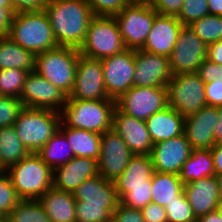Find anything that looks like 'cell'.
Here are the masks:
<instances>
[{
    "mask_svg": "<svg viewBox=\"0 0 222 222\" xmlns=\"http://www.w3.org/2000/svg\"><path fill=\"white\" fill-rule=\"evenodd\" d=\"M44 11L58 46L79 49L94 16L87 0H48Z\"/></svg>",
    "mask_w": 222,
    "mask_h": 222,
    "instance_id": "obj_1",
    "label": "cell"
},
{
    "mask_svg": "<svg viewBox=\"0 0 222 222\" xmlns=\"http://www.w3.org/2000/svg\"><path fill=\"white\" fill-rule=\"evenodd\" d=\"M116 107L113 99L76 100L67 98L60 111L61 122L70 128L83 129L98 134L112 129Z\"/></svg>",
    "mask_w": 222,
    "mask_h": 222,
    "instance_id": "obj_2",
    "label": "cell"
},
{
    "mask_svg": "<svg viewBox=\"0 0 222 222\" xmlns=\"http://www.w3.org/2000/svg\"><path fill=\"white\" fill-rule=\"evenodd\" d=\"M6 171L21 200H38L52 187L53 170L36 153H29Z\"/></svg>",
    "mask_w": 222,
    "mask_h": 222,
    "instance_id": "obj_3",
    "label": "cell"
},
{
    "mask_svg": "<svg viewBox=\"0 0 222 222\" xmlns=\"http://www.w3.org/2000/svg\"><path fill=\"white\" fill-rule=\"evenodd\" d=\"M8 37L35 55L58 47L44 10L15 13Z\"/></svg>",
    "mask_w": 222,
    "mask_h": 222,
    "instance_id": "obj_4",
    "label": "cell"
},
{
    "mask_svg": "<svg viewBox=\"0 0 222 222\" xmlns=\"http://www.w3.org/2000/svg\"><path fill=\"white\" fill-rule=\"evenodd\" d=\"M79 50L58 46L35 55L34 71L50 81L67 96L74 86Z\"/></svg>",
    "mask_w": 222,
    "mask_h": 222,
    "instance_id": "obj_5",
    "label": "cell"
},
{
    "mask_svg": "<svg viewBox=\"0 0 222 222\" xmlns=\"http://www.w3.org/2000/svg\"><path fill=\"white\" fill-rule=\"evenodd\" d=\"M60 123V112L24 107L14 127L29 153H36L58 131Z\"/></svg>",
    "mask_w": 222,
    "mask_h": 222,
    "instance_id": "obj_6",
    "label": "cell"
},
{
    "mask_svg": "<svg viewBox=\"0 0 222 222\" xmlns=\"http://www.w3.org/2000/svg\"><path fill=\"white\" fill-rule=\"evenodd\" d=\"M125 49L114 16L94 15L90 20L85 40L78 50L82 56L102 60Z\"/></svg>",
    "mask_w": 222,
    "mask_h": 222,
    "instance_id": "obj_7",
    "label": "cell"
},
{
    "mask_svg": "<svg viewBox=\"0 0 222 222\" xmlns=\"http://www.w3.org/2000/svg\"><path fill=\"white\" fill-rule=\"evenodd\" d=\"M156 14L147 0L131 1L114 15L126 49L138 50L144 46Z\"/></svg>",
    "mask_w": 222,
    "mask_h": 222,
    "instance_id": "obj_8",
    "label": "cell"
},
{
    "mask_svg": "<svg viewBox=\"0 0 222 222\" xmlns=\"http://www.w3.org/2000/svg\"><path fill=\"white\" fill-rule=\"evenodd\" d=\"M168 106L187 117L207 106L205 83L197 73L173 75L167 84Z\"/></svg>",
    "mask_w": 222,
    "mask_h": 222,
    "instance_id": "obj_9",
    "label": "cell"
},
{
    "mask_svg": "<svg viewBox=\"0 0 222 222\" xmlns=\"http://www.w3.org/2000/svg\"><path fill=\"white\" fill-rule=\"evenodd\" d=\"M167 106V87L132 86L116 100V107L121 112L143 121Z\"/></svg>",
    "mask_w": 222,
    "mask_h": 222,
    "instance_id": "obj_10",
    "label": "cell"
},
{
    "mask_svg": "<svg viewBox=\"0 0 222 222\" xmlns=\"http://www.w3.org/2000/svg\"><path fill=\"white\" fill-rule=\"evenodd\" d=\"M173 75L196 73L207 58V45L199 39L189 25H183L168 57Z\"/></svg>",
    "mask_w": 222,
    "mask_h": 222,
    "instance_id": "obj_11",
    "label": "cell"
},
{
    "mask_svg": "<svg viewBox=\"0 0 222 222\" xmlns=\"http://www.w3.org/2000/svg\"><path fill=\"white\" fill-rule=\"evenodd\" d=\"M104 84L110 99L118 100L133 86L135 73V50L123 52L101 60Z\"/></svg>",
    "mask_w": 222,
    "mask_h": 222,
    "instance_id": "obj_12",
    "label": "cell"
},
{
    "mask_svg": "<svg viewBox=\"0 0 222 222\" xmlns=\"http://www.w3.org/2000/svg\"><path fill=\"white\" fill-rule=\"evenodd\" d=\"M67 97L58 87L33 71L27 74L19 99L24 107L60 112Z\"/></svg>",
    "mask_w": 222,
    "mask_h": 222,
    "instance_id": "obj_13",
    "label": "cell"
},
{
    "mask_svg": "<svg viewBox=\"0 0 222 222\" xmlns=\"http://www.w3.org/2000/svg\"><path fill=\"white\" fill-rule=\"evenodd\" d=\"M67 98L76 100L110 99L105 90L101 60L79 55L74 86Z\"/></svg>",
    "mask_w": 222,
    "mask_h": 222,
    "instance_id": "obj_14",
    "label": "cell"
},
{
    "mask_svg": "<svg viewBox=\"0 0 222 222\" xmlns=\"http://www.w3.org/2000/svg\"><path fill=\"white\" fill-rule=\"evenodd\" d=\"M133 155L123 138L113 129L104 132L97 160L98 174L114 181L124 172Z\"/></svg>",
    "mask_w": 222,
    "mask_h": 222,
    "instance_id": "obj_15",
    "label": "cell"
},
{
    "mask_svg": "<svg viewBox=\"0 0 222 222\" xmlns=\"http://www.w3.org/2000/svg\"><path fill=\"white\" fill-rule=\"evenodd\" d=\"M173 77L169 58L141 49L135 50V73L133 86L167 87Z\"/></svg>",
    "mask_w": 222,
    "mask_h": 222,
    "instance_id": "obj_16",
    "label": "cell"
},
{
    "mask_svg": "<svg viewBox=\"0 0 222 222\" xmlns=\"http://www.w3.org/2000/svg\"><path fill=\"white\" fill-rule=\"evenodd\" d=\"M192 147L182 134L153 144L150 153L155 172L179 175L183 163L190 157Z\"/></svg>",
    "mask_w": 222,
    "mask_h": 222,
    "instance_id": "obj_17",
    "label": "cell"
},
{
    "mask_svg": "<svg viewBox=\"0 0 222 222\" xmlns=\"http://www.w3.org/2000/svg\"><path fill=\"white\" fill-rule=\"evenodd\" d=\"M75 206L105 207L113 213L120 203L114 181L100 174L85 180L73 192Z\"/></svg>",
    "mask_w": 222,
    "mask_h": 222,
    "instance_id": "obj_18",
    "label": "cell"
},
{
    "mask_svg": "<svg viewBox=\"0 0 222 222\" xmlns=\"http://www.w3.org/2000/svg\"><path fill=\"white\" fill-rule=\"evenodd\" d=\"M112 129L123 138L134 155H150L153 142L145 121L129 116L115 107Z\"/></svg>",
    "mask_w": 222,
    "mask_h": 222,
    "instance_id": "obj_19",
    "label": "cell"
},
{
    "mask_svg": "<svg viewBox=\"0 0 222 222\" xmlns=\"http://www.w3.org/2000/svg\"><path fill=\"white\" fill-rule=\"evenodd\" d=\"M218 121V108L205 106L185 117L184 132L192 149H211L215 145L214 126Z\"/></svg>",
    "mask_w": 222,
    "mask_h": 222,
    "instance_id": "obj_20",
    "label": "cell"
},
{
    "mask_svg": "<svg viewBox=\"0 0 222 222\" xmlns=\"http://www.w3.org/2000/svg\"><path fill=\"white\" fill-rule=\"evenodd\" d=\"M98 174L97 160L75 156L53 170L52 187L73 193L85 180Z\"/></svg>",
    "mask_w": 222,
    "mask_h": 222,
    "instance_id": "obj_21",
    "label": "cell"
},
{
    "mask_svg": "<svg viewBox=\"0 0 222 222\" xmlns=\"http://www.w3.org/2000/svg\"><path fill=\"white\" fill-rule=\"evenodd\" d=\"M183 24L175 16L156 14L143 51L169 57Z\"/></svg>",
    "mask_w": 222,
    "mask_h": 222,
    "instance_id": "obj_22",
    "label": "cell"
},
{
    "mask_svg": "<svg viewBox=\"0 0 222 222\" xmlns=\"http://www.w3.org/2000/svg\"><path fill=\"white\" fill-rule=\"evenodd\" d=\"M183 191L197 219L216 211L221 201L217 176L184 184Z\"/></svg>",
    "mask_w": 222,
    "mask_h": 222,
    "instance_id": "obj_23",
    "label": "cell"
},
{
    "mask_svg": "<svg viewBox=\"0 0 222 222\" xmlns=\"http://www.w3.org/2000/svg\"><path fill=\"white\" fill-rule=\"evenodd\" d=\"M185 117L167 106L164 110L153 114L145 123L153 144L175 138L184 132Z\"/></svg>",
    "mask_w": 222,
    "mask_h": 222,
    "instance_id": "obj_24",
    "label": "cell"
},
{
    "mask_svg": "<svg viewBox=\"0 0 222 222\" xmlns=\"http://www.w3.org/2000/svg\"><path fill=\"white\" fill-rule=\"evenodd\" d=\"M38 201L52 222H76L73 193L51 187Z\"/></svg>",
    "mask_w": 222,
    "mask_h": 222,
    "instance_id": "obj_25",
    "label": "cell"
},
{
    "mask_svg": "<svg viewBox=\"0 0 222 222\" xmlns=\"http://www.w3.org/2000/svg\"><path fill=\"white\" fill-rule=\"evenodd\" d=\"M59 129L65 134L74 155L98 160L101 134L83 129L70 128L60 123Z\"/></svg>",
    "mask_w": 222,
    "mask_h": 222,
    "instance_id": "obj_26",
    "label": "cell"
},
{
    "mask_svg": "<svg viewBox=\"0 0 222 222\" xmlns=\"http://www.w3.org/2000/svg\"><path fill=\"white\" fill-rule=\"evenodd\" d=\"M22 69L33 72L35 68V54L13 42L9 37L0 38V70Z\"/></svg>",
    "mask_w": 222,
    "mask_h": 222,
    "instance_id": "obj_27",
    "label": "cell"
},
{
    "mask_svg": "<svg viewBox=\"0 0 222 222\" xmlns=\"http://www.w3.org/2000/svg\"><path fill=\"white\" fill-rule=\"evenodd\" d=\"M215 176L211 149H192L190 157L183 163L179 178L183 184Z\"/></svg>",
    "mask_w": 222,
    "mask_h": 222,
    "instance_id": "obj_28",
    "label": "cell"
},
{
    "mask_svg": "<svg viewBox=\"0 0 222 222\" xmlns=\"http://www.w3.org/2000/svg\"><path fill=\"white\" fill-rule=\"evenodd\" d=\"M150 155H133L124 172L114 180L115 186L147 185L154 174Z\"/></svg>",
    "mask_w": 222,
    "mask_h": 222,
    "instance_id": "obj_29",
    "label": "cell"
},
{
    "mask_svg": "<svg viewBox=\"0 0 222 222\" xmlns=\"http://www.w3.org/2000/svg\"><path fill=\"white\" fill-rule=\"evenodd\" d=\"M36 154L52 170L66 164L75 157L65 134L60 129H58Z\"/></svg>",
    "mask_w": 222,
    "mask_h": 222,
    "instance_id": "obj_30",
    "label": "cell"
},
{
    "mask_svg": "<svg viewBox=\"0 0 222 222\" xmlns=\"http://www.w3.org/2000/svg\"><path fill=\"white\" fill-rule=\"evenodd\" d=\"M183 188L184 184L179 175L154 172L151 178L152 202L165 207L166 203L175 200Z\"/></svg>",
    "mask_w": 222,
    "mask_h": 222,
    "instance_id": "obj_31",
    "label": "cell"
},
{
    "mask_svg": "<svg viewBox=\"0 0 222 222\" xmlns=\"http://www.w3.org/2000/svg\"><path fill=\"white\" fill-rule=\"evenodd\" d=\"M28 154L14 126L0 128V164L5 170Z\"/></svg>",
    "mask_w": 222,
    "mask_h": 222,
    "instance_id": "obj_32",
    "label": "cell"
},
{
    "mask_svg": "<svg viewBox=\"0 0 222 222\" xmlns=\"http://www.w3.org/2000/svg\"><path fill=\"white\" fill-rule=\"evenodd\" d=\"M115 187L120 203L124 206L142 210L152 202L151 181H147V185Z\"/></svg>",
    "mask_w": 222,
    "mask_h": 222,
    "instance_id": "obj_33",
    "label": "cell"
},
{
    "mask_svg": "<svg viewBox=\"0 0 222 222\" xmlns=\"http://www.w3.org/2000/svg\"><path fill=\"white\" fill-rule=\"evenodd\" d=\"M189 27L206 45L222 40V16L209 14L193 21Z\"/></svg>",
    "mask_w": 222,
    "mask_h": 222,
    "instance_id": "obj_34",
    "label": "cell"
},
{
    "mask_svg": "<svg viewBox=\"0 0 222 222\" xmlns=\"http://www.w3.org/2000/svg\"><path fill=\"white\" fill-rule=\"evenodd\" d=\"M8 217L12 222H52L38 200H21Z\"/></svg>",
    "mask_w": 222,
    "mask_h": 222,
    "instance_id": "obj_35",
    "label": "cell"
},
{
    "mask_svg": "<svg viewBox=\"0 0 222 222\" xmlns=\"http://www.w3.org/2000/svg\"><path fill=\"white\" fill-rule=\"evenodd\" d=\"M27 74L22 69L0 70V96L20 98Z\"/></svg>",
    "mask_w": 222,
    "mask_h": 222,
    "instance_id": "obj_36",
    "label": "cell"
},
{
    "mask_svg": "<svg viewBox=\"0 0 222 222\" xmlns=\"http://www.w3.org/2000/svg\"><path fill=\"white\" fill-rule=\"evenodd\" d=\"M165 210L168 222H196L193 209L187 200L184 191L170 203H166Z\"/></svg>",
    "mask_w": 222,
    "mask_h": 222,
    "instance_id": "obj_37",
    "label": "cell"
},
{
    "mask_svg": "<svg viewBox=\"0 0 222 222\" xmlns=\"http://www.w3.org/2000/svg\"><path fill=\"white\" fill-rule=\"evenodd\" d=\"M18 197L6 170L0 172V211L9 216L11 211L19 204Z\"/></svg>",
    "mask_w": 222,
    "mask_h": 222,
    "instance_id": "obj_38",
    "label": "cell"
},
{
    "mask_svg": "<svg viewBox=\"0 0 222 222\" xmlns=\"http://www.w3.org/2000/svg\"><path fill=\"white\" fill-rule=\"evenodd\" d=\"M209 14L207 0H185L176 18L183 25H190L193 21Z\"/></svg>",
    "mask_w": 222,
    "mask_h": 222,
    "instance_id": "obj_39",
    "label": "cell"
},
{
    "mask_svg": "<svg viewBox=\"0 0 222 222\" xmlns=\"http://www.w3.org/2000/svg\"><path fill=\"white\" fill-rule=\"evenodd\" d=\"M23 108L19 98L0 96V128L14 126Z\"/></svg>",
    "mask_w": 222,
    "mask_h": 222,
    "instance_id": "obj_40",
    "label": "cell"
},
{
    "mask_svg": "<svg viewBox=\"0 0 222 222\" xmlns=\"http://www.w3.org/2000/svg\"><path fill=\"white\" fill-rule=\"evenodd\" d=\"M76 222H111L112 213L105 207L75 206Z\"/></svg>",
    "mask_w": 222,
    "mask_h": 222,
    "instance_id": "obj_41",
    "label": "cell"
},
{
    "mask_svg": "<svg viewBox=\"0 0 222 222\" xmlns=\"http://www.w3.org/2000/svg\"><path fill=\"white\" fill-rule=\"evenodd\" d=\"M93 15L114 16L119 13L129 0H87Z\"/></svg>",
    "mask_w": 222,
    "mask_h": 222,
    "instance_id": "obj_42",
    "label": "cell"
},
{
    "mask_svg": "<svg viewBox=\"0 0 222 222\" xmlns=\"http://www.w3.org/2000/svg\"><path fill=\"white\" fill-rule=\"evenodd\" d=\"M204 83L222 81V65L205 60L196 72Z\"/></svg>",
    "mask_w": 222,
    "mask_h": 222,
    "instance_id": "obj_43",
    "label": "cell"
},
{
    "mask_svg": "<svg viewBox=\"0 0 222 222\" xmlns=\"http://www.w3.org/2000/svg\"><path fill=\"white\" fill-rule=\"evenodd\" d=\"M111 222H144L142 211L119 203L112 213Z\"/></svg>",
    "mask_w": 222,
    "mask_h": 222,
    "instance_id": "obj_44",
    "label": "cell"
},
{
    "mask_svg": "<svg viewBox=\"0 0 222 222\" xmlns=\"http://www.w3.org/2000/svg\"><path fill=\"white\" fill-rule=\"evenodd\" d=\"M185 0H149L157 14L175 16L180 13Z\"/></svg>",
    "mask_w": 222,
    "mask_h": 222,
    "instance_id": "obj_45",
    "label": "cell"
},
{
    "mask_svg": "<svg viewBox=\"0 0 222 222\" xmlns=\"http://www.w3.org/2000/svg\"><path fill=\"white\" fill-rule=\"evenodd\" d=\"M141 211L144 222H168L166 210L161 205L151 202Z\"/></svg>",
    "mask_w": 222,
    "mask_h": 222,
    "instance_id": "obj_46",
    "label": "cell"
},
{
    "mask_svg": "<svg viewBox=\"0 0 222 222\" xmlns=\"http://www.w3.org/2000/svg\"><path fill=\"white\" fill-rule=\"evenodd\" d=\"M205 97L207 106H222V81L205 83Z\"/></svg>",
    "mask_w": 222,
    "mask_h": 222,
    "instance_id": "obj_47",
    "label": "cell"
},
{
    "mask_svg": "<svg viewBox=\"0 0 222 222\" xmlns=\"http://www.w3.org/2000/svg\"><path fill=\"white\" fill-rule=\"evenodd\" d=\"M48 0H10V4L15 13L42 11Z\"/></svg>",
    "mask_w": 222,
    "mask_h": 222,
    "instance_id": "obj_48",
    "label": "cell"
},
{
    "mask_svg": "<svg viewBox=\"0 0 222 222\" xmlns=\"http://www.w3.org/2000/svg\"><path fill=\"white\" fill-rule=\"evenodd\" d=\"M14 15L11 6H0V38L9 36Z\"/></svg>",
    "mask_w": 222,
    "mask_h": 222,
    "instance_id": "obj_49",
    "label": "cell"
},
{
    "mask_svg": "<svg viewBox=\"0 0 222 222\" xmlns=\"http://www.w3.org/2000/svg\"><path fill=\"white\" fill-rule=\"evenodd\" d=\"M207 60L222 65V40L207 45Z\"/></svg>",
    "mask_w": 222,
    "mask_h": 222,
    "instance_id": "obj_50",
    "label": "cell"
},
{
    "mask_svg": "<svg viewBox=\"0 0 222 222\" xmlns=\"http://www.w3.org/2000/svg\"><path fill=\"white\" fill-rule=\"evenodd\" d=\"M211 154L213 157L215 176L222 175V143L215 144L211 148Z\"/></svg>",
    "mask_w": 222,
    "mask_h": 222,
    "instance_id": "obj_51",
    "label": "cell"
},
{
    "mask_svg": "<svg viewBox=\"0 0 222 222\" xmlns=\"http://www.w3.org/2000/svg\"><path fill=\"white\" fill-rule=\"evenodd\" d=\"M218 121L214 126L215 144L222 143V106H218Z\"/></svg>",
    "mask_w": 222,
    "mask_h": 222,
    "instance_id": "obj_52",
    "label": "cell"
},
{
    "mask_svg": "<svg viewBox=\"0 0 222 222\" xmlns=\"http://www.w3.org/2000/svg\"><path fill=\"white\" fill-rule=\"evenodd\" d=\"M210 14L222 16V0H207Z\"/></svg>",
    "mask_w": 222,
    "mask_h": 222,
    "instance_id": "obj_53",
    "label": "cell"
},
{
    "mask_svg": "<svg viewBox=\"0 0 222 222\" xmlns=\"http://www.w3.org/2000/svg\"><path fill=\"white\" fill-rule=\"evenodd\" d=\"M197 222H222V217L216 210L214 212L199 217L197 219Z\"/></svg>",
    "mask_w": 222,
    "mask_h": 222,
    "instance_id": "obj_54",
    "label": "cell"
},
{
    "mask_svg": "<svg viewBox=\"0 0 222 222\" xmlns=\"http://www.w3.org/2000/svg\"><path fill=\"white\" fill-rule=\"evenodd\" d=\"M218 186H219V194L222 200V175L217 176Z\"/></svg>",
    "mask_w": 222,
    "mask_h": 222,
    "instance_id": "obj_55",
    "label": "cell"
},
{
    "mask_svg": "<svg viewBox=\"0 0 222 222\" xmlns=\"http://www.w3.org/2000/svg\"><path fill=\"white\" fill-rule=\"evenodd\" d=\"M0 6H11L10 0H0Z\"/></svg>",
    "mask_w": 222,
    "mask_h": 222,
    "instance_id": "obj_56",
    "label": "cell"
},
{
    "mask_svg": "<svg viewBox=\"0 0 222 222\" xmlns=\"http://www.w3.org/2000/svg\"><path fill=\"white\" fill-rule=\"evenodd\" d=\"M217 211L218 213L221 215L222 217V200L219 202L218 206H217Z\"/></svg>",
    "mask_w": 222,
    "mask_h": 222,
    "instance_id": "obj_57",
    "label": "cell"
},
{
    "mask_svg": "<svg viewBox=\"0 0 222 222\" xmlns=\"http://www.w3.org/2000/svg\"><path fill=\"white\" fill-rule=\"evenodd\" d=\"M8 220H9V217H7V216L0 218V222H7Z\"/></svg>",
    "mask_w": 222,
    "mask_h": 222,
    "instance_id": "obj_58",
    "label": "cell"
},
{
    "mask_svg": "<svg viewBox=\"0 0 222 222\" xmlns=\"http://www.w3.org/2000/svg\"><path fill=\"white\" fill-rule=\"evenodd\" d=\"M5 215L0 211V218H3Z\"/></svg>",
    "mask_w": 222,
    "mask_h": 222,
    "instance_id": "obj_59",
    "label": "cell"
},
{
    "mask_svg": "<svg viewBox=\"0 0 222 222\" xmlns=\"http://www.w3.org/2000/svg\"><path fill=\"white\" fill-rule=\"evenodd\" d=\"M5 169L1 166V164H0V172L1 171H4Z\"/></svg>",
    "mask_w": 222,
    "mask_h": 222,
    "instance_id": "obj_60",
    "label": "cell"
},
{
    "mask_svg": "<svg viewBox=\"0 0 222 222\" xmlns=\"http://www.w3.org/2000/svg\"><path fill=\"white\" fill-rule=\"evenodd\" d=\"M129 1L131 2V1H147V0H129Z\"/></svg>",
    "mask_w": 222,
    "mask_h": 222,
    "instance_id": "obj_61",
    "label": "cell"
}]
</instances>
